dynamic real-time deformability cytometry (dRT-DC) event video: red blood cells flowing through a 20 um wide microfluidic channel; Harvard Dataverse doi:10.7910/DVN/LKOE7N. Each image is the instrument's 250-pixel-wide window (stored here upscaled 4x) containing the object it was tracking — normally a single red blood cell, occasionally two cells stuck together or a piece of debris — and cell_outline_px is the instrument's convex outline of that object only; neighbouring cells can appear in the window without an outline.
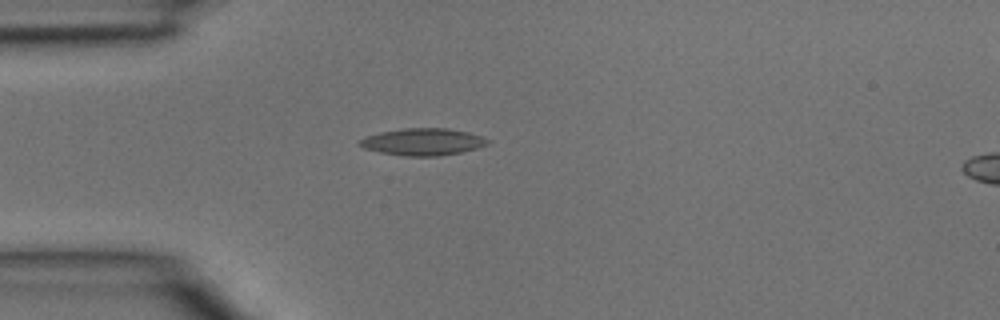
{"species": "common noctule bat (a hibernating species)", "species_latin": "Nyctalus noctula", "temperature_condition": "room temperature", "stored_images_in_passage": 2, "camera_frame_rate_fps": 3000, "um_per_image_px": 0.085, "animal": {"sex": "male", "body_mass_g": 15.6}, "frame": {"image": 1, "passage_image": 1, "time_ms": 0.0, "image_size_px": [1000, 320], "cell_outline_px": [[488, 144], [476, 148], [460, 152], [440, 156], [404, 156], [380, 152], [364, 148], [360, 144], [360, 140], [368, 136], [380, 132], [404, 128], [448, 128], [468, 132], [480, 136], [488, 140]], "centroid_in_image_um": [35.95, 12.05], "position_along_channel_um": 49.1, "area_um2": 19.88}}